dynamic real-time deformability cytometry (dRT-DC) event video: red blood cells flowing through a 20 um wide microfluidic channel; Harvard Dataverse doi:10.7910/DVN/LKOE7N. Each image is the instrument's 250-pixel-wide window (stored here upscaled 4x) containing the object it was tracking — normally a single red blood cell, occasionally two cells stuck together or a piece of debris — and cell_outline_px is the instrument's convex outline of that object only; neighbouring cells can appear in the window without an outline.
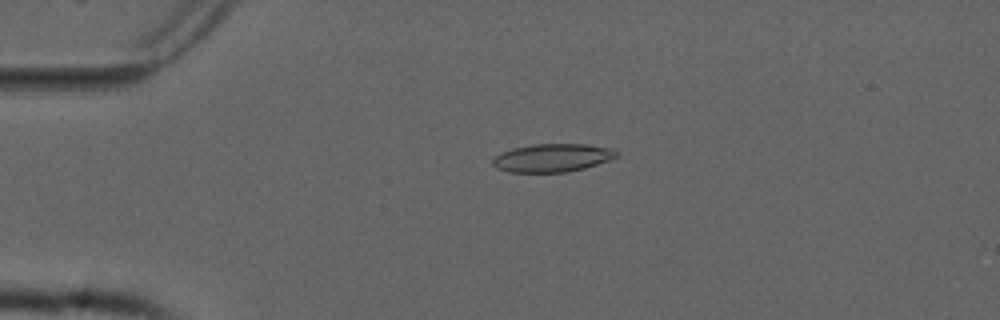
{"species": "common noctule bat (a hibernating species)", "species_latin": "Nyctalus noctula", "temperature_condition": "cold", "stored_images_in_passage": 54, "camera_frame_rate_fps": 3000, "um_per_image_px": 0.085, "animal": {"sex": "male", "forearm_length_mm": 52.5}, "frame": {"image": 1, "passage_image": 12, "time_ms": 3.667, "image_size_px": [1000, 320], "cell_outline_px": [[620, 152], [616, 156], [608, 160], [584, 168], [568, 172], [508, 172], [496, 168], [492, 164], [492, 160], [500, 152], [512, 148], [532, 144], [584, 144], [612, 148]], "centroid_in_image_um": [46.92, 13.41], "position_along_channel_um": 38.1, "area_um2": 20.35}}
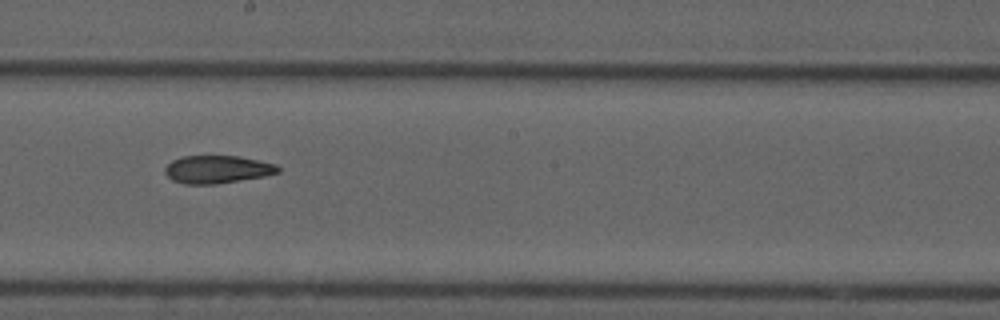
{"frame": {"image": 2, "passage_image": 30, "time_ms": 9.667, "image_size_px": [1000, 320], "cell_outline_px": [[280, 172], [264, 176], [216, 184], [184, 184], [172, 180], [164, 172], [164, 168], [172, 160], [184, 156], [240, 156], [276, 164], [280, 168]], "centroid_in_image_um": [18.46, 14.4], "position_along_channel_um": 229.7, "area_um2": 18.32}}
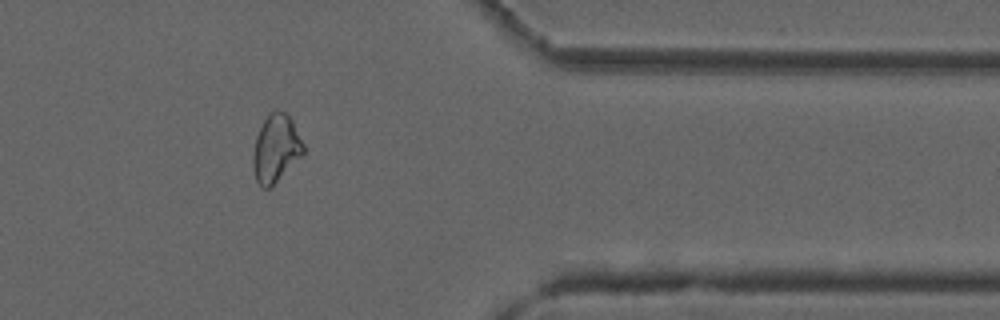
{"frame": {"image": 3, "passage_image": 44, "time_ms": 14.333, "image_size_px": [1000, 320], "cell_outline_px": [[304, 152], [268, 188], [260, 188], [256, 180], [252, 168], [252, 160], [256, 136], [268, 112], [276, 108], [284, 112], [292, 120], [304, 144]], "centroid_in_image_um": [23.42, 12.57], "position_along_channel_um": 388.0, "area_um2": 19.54}, "authors_computed_cell_mechanics": {"area_um2": 19.8254, "velocity_mm_per_s": 3.7695, "shape_relaxation_time_tau1_ms": null, "shape_relaxation_time_tau2_ms": 6.1877, "deformation_change_tau1": null, "deformation_change_tau2": 0.1474}}